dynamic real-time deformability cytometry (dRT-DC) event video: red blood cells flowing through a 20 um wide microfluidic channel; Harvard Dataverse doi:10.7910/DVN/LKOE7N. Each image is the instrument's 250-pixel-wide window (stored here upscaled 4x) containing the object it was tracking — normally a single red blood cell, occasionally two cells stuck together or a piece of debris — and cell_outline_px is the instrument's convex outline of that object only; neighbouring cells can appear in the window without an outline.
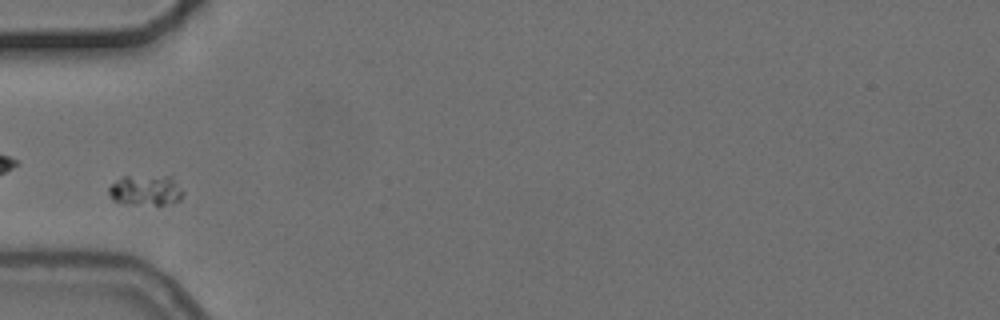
{"species": "common noctule bat (a hibernating species)", "species_latin": "Nyctalus noctula", "temperature_condition": "cold", "stored_images_in_passage": 7, "camera_frame_rate_fps": 3000, "um_per_image_px": 0.085, "animal": {"sex": "female", "body_mass_g": 24.6, "forearm_length_mm": 56.2}, "frame": {"image": 1, "passage_image": 1, "time_ms": 0.0, "image_size_px": [1000, 320], "cell_outline_px": [[184, 192], [180, 200], [164, 204], [132, 204], [112, 200], [108, 192], [108, 188], [116, 180], [124, 176], [172, 176]], "centroid_in_image_um": [12.39, 16.16], "position_along_channel_um": 72.6, "area_um2": 13.12}}
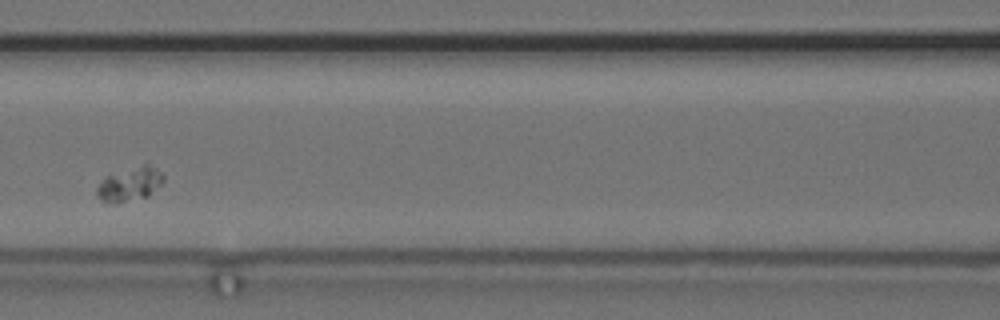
{"frame": {"image": 2, "passage_image": 3, "time_ms": 2.333, "image_size_px": [1000, 320], "cell_outline_px": [[164, 180], [148, 196], [112, 204], [104, 204], [96, 196], [96, 188], [108, 176], [144, 164], [148, 164], [160, 172], [164, 176]], "centroid_in_image_um": [11.0, 15.7], "position_along_channel_um": 155.6, "area_um2": 12.77}}
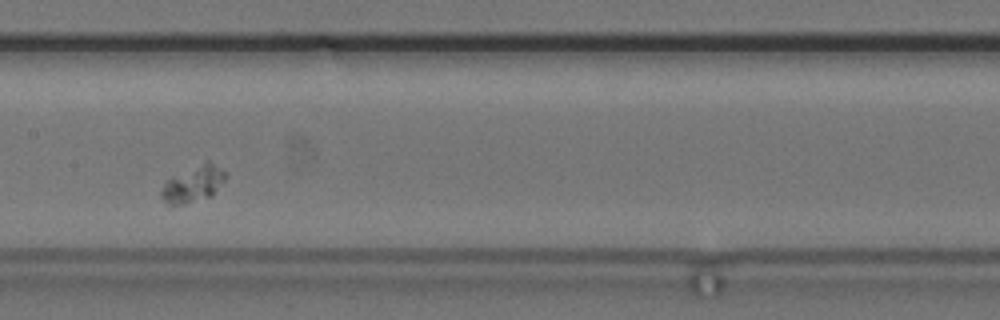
{"frame": {"image": 3, "passage_image": 4, "time_ms": 3.333, "image_size_px": [1000, 320], "cell_outline_px": [[228, 176], [212, 196], [184, 204], [168, 204], [160, 196], [160, 192], [164, 184], [168, 180], [208, 160], [224, 172]], "centroid_in_image_um": [16.45, 15.67], "position_along_channel_um": 191.0, "area_um2": 13.06}}